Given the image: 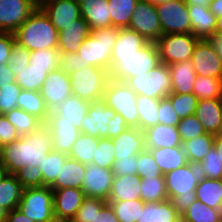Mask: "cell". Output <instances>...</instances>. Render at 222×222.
I'll list each match as a JSON object with an SVG mask.
<instances>
[{"label":"cell","mask_w":222,"mask_h":222,"mask_svg":"<svg viewBox=\"0 0 222 222\" xmlns=\"http://www.w3.org/2000/svg\"><path fill=\"white\" fill-rule=\"evenodd\" d=\"M149 2H151L154 5H158L160 3H164V2H168V1H174V0H147Z\"/></svg>","instance_id":"75"},{"label":"cell","mask_w":222,"mask_h":222,"mask_svg":"<svg viewBox=\"0 0 222 222\" xmlns=\"http://www.w3.org/2000/svg\"><path fill=\"white\" fill-rule=\"evenodd\" d=\"M40 94L51 112L72 95L69 75L60 69L50 72L40 89Z\"/></svg>","instance_id":"17"},{"label":"cell","mask_w":222,"mask_h":222,"mask_svg":"<svg viewBox=\"0 0 222 222\" xmlns=\"http://www.w3.org/2000/svg\"><path fill=\"white\" fill-rule=\"evenodd\" d=\"M160 63L156 42H149L133 55L111 60L110 79L125 82L128 78L147 74Z\"/></svg>","instance_id":"5"},{"label":"cell","mask_w":222,"mask_h":222,"mask_svg":"<svg viewBox=\"0 0 222 222\" xmlns=\"http://www.w3.org/2000/svg\"><path fill=\"white\" fill-rule=\"evenodd\" d=\"M81 17L88 23L91 30L111 27L108 0H93L80 5Z\"/></svg>","instance_id":"28"},{"label":"cell","mask_w":222,"mask_h":222,"mask_svg":"<svg viewBox=\"0 0 222 222\" xmlns=\"http://www.w3.org/2000/svg\"><path fill=\"white\" fill-rule=\"evenodd\" d=\"M191 20V33L198 39H210L215 35L217 17L209 7L187 5Z\"/></svg>","instance_id":"25"},{"label":"cell","mask_w":222,"mask_h":222,"mask_svg":"<svg viewBox=\"0 0 222 222\" xmlns=\"http://www.w3.org/2000/svg\"><path fill=\"white\" fill-rule=\"evenodd\" d=\"M140 198L145 203L168 200L165 177H144L141 179Z\"/></svg>","instance_id":"44"},{"label":"cell","mask_w":222,"mask_h":222,"mask_svg":"<svg viewBox=\"0 0 222 222\" xmlns=\"http://www.w3.org/2000/svg\"><path fill=\"white\" fill-rule=\"evenodd\" d=\"M40 8L58 32L81 17V7L74 0H46Z\"/></svg>","instance_id":"18"},{"label":"cell","mask_w":222,"mask_h":222,"mask_svg":"<svg viewBox=\"0 0 222 222\" xmlns=\"http://www.w3.org/2000/svg\"><path fill=\"white\" fill-rule=\"evenodd\" d=\"M94 222H119L112 207L107 202L96 214Z\"/></svg>","instance_id":"64"},{"label":"cell","mask_w":222,"mask_h":222,"mask_svg":"<svg viewBox=\"0 0 222 222\" xmlns=\"http://www.w3.org/2000/svg\"><path fill=\"white\" fill-rule=\"evenodd\" d=\"M60 53L58 48L32 51L30 52L29 67L58 68Z\"/></svg>","instance_id":"50"},{"label":"cell","mask_w":222,"mask_h":222,"mask_svg":"<svg viewBox=\"0 0 222 222\" xmlns=\"http://www.w3.org/2000/svg\"><path fill=\"white\" fill-rule=\"evenodd\" d=\"M209 10L216 16H222V0H212L209 4Z\"/></svg>","instance_id":"68"},{"label":"cell","mask_w":222,"mask_h":222,"mask_svg":"<svg viewBox=\"0 0 222 222\" xmlns=\"http://www.w3.org/2000/svg\"><path fill=\"white\" fill-rule=\"evenodd\" d=\"M210 40L219 56L222 68V36L214 35Z\"/></svg>","instance_id":"67"},{"label":"cell","mask_w":222,"mask_h":222,"mask_svg":"<svg viewBox=\"0 0 222 222\" xmlns=\"http://www.w3.org/2000/svg\"><path fill=\"white\" fill-rule=\"evenodd\" d=\"M1 150H2V146L0 145V160H1Z\"/></svg>","instance_id":"78"},{"label":"cell","mask_w":222,"mask_h":222,"mask_svg":"<svg viewBox=\"0 0 222 222\" xmlns=\"http://www.w3.org/2000/svg\"><path fill=\"white\" fill-rule=\"evenodd\" d=\"M6 222H35L23 214L19 209H13L7 214Z\"/></svg>","instance_id":"66"},{"label":"cell","mask_w":222,"mask_h":222,"mask_svg":"<svg viewBox=\"0 0 222 222\" xmlns=\"http://www.w3.org/2000/svg\"><path fill=\"white\" fill-rule=\"evenodd\" d=\"M15 175L23 188L42 186V172L39 166H32L30 168L24 166Z\"/></svg>","instance_id":"58"},{"label":"cell","mask_w":222,"mask_h":222,"mask_svg":"<svg viewBox=\"0 0 222 222\" xmlns=\"http://www.w3.org/2000/svg\"><path fill=\"white\" fill-rule=\"evenodd\" d=\"M137 176L142 179L144 177H164L160 167L155 162L150 150L144 149L138 154Z\"/></svg>","instance_id":"53"},{"label":"cell","mask_w":222,"mask_h":222,"mask_svg":"<svg viewBox=\"0 0 222 222\" xmlns=\"http://www.w3.org/2000/svg\"><path fill=\"white\" fill-rule=\"evenodd\" d=\"M4 115L15 127L20 137L38 130L44 124L39 118L20 108L13 109Z\"/></svg>","instance_id":"43"},{"label":"cell","mask_w":222,"mask_h":222,"mask_svg":"<svg viewBox=\"0 0 222 222\" xmlns=\"http://www.w3.org/2000/svg\"><path fill=\"white\" fill-rule=\"evenodd\" d=\"M8 211L0 205V222H6Z\"/></svg>","instance_id":"73"},{"label":"cell","mask_w":222,"mask_h":222,"mask_svg":"<svg viewBox=\"0 0 222 222\" xmlns=\"http://www.w3.org/2000/svg\"><path fill=\"white\" fill-rule=\"evenodd\" d=\"M136 97L137 95L125 82L109 79L102 99L124 118L128 127L139 128Z\"/></svg>","instance_id":"6"},{"label":"cell","mask_w":222,"mask_h":222,"mask_svg":"<svg viewBox=\"0 0 222 222\" xmlns=\"http://www.w3.org/2000/svg\"><path fill=\"white\" fill-rule=\"evenodd\" d=\"M148 42H156L162 36V27L154 4L139 0L128 26Z\"/></svg>","instance_id":"12"},{"label":"cell","mask_w":222,"mask_h":222,"mask_svg":"<svg viewBox=\"0 0 222 222\" xmlns=\"http://www.w3.org/2000/svg\"><path fill=\"white\" fill-rule=\"evenodd\" d=\"M53 150L50 130L43 124L38 130L2 146L0 163L8 174H16L24 166H39Z\"/></svg>","instance_id":"1"},{"label":"cell","mask_w":222,"mask_h":222,"mask_svg":"<svg viewBox=\"0 0 222 222\" xmlns=\"http://www.w3.org/2000/svg\"><path fill=\"white\" fill-rule=\"evenodd\" d=\"M180 120L181 119L175 112L170 99L168 97L159 99L158 124L177 126Z\"/></svg>","instance_id":"57"},{"label":"cell","mask_w":222,"mask_h":222,"mask_svg":"<svg viewBox=\"0 0 222 222\" xmlns=\"http://www.w3.org/2000/svg\"><path fill=\"white\" fill-rule=\"evenodd\" d=\"M115 160L138 155L145 149L144 132L139 128L128 127L117 137L112 138Z\"/></svg>","instance_id":"22"},{"label":"cell","mask_w":222,"mask_h":222,"mask_svg":"<svg viewBox=\"0 0 222 222\" xmlns=\"http://www.w3.org/2000/svg\"><path fill=\"white\" fill-rule=\"evenodd\" d=\"M113 179L114 173L112 169L102 168L92 163L86 164L81 189L86 197L107 201L110 196Z\"/></svg>","instance_id":"14"},{"label":"cell","mask_w":222,"mask_h":222,"mask_svg":"<svg viewBox=\"0 0 222 222\" xmlns=\"http://www.w3.org/2000/svg\"><path fill=\"white\" fill-rule=\"evenodd\" d=\"M29 61L30 51L15 41L8 59L9 69L12 72H14V70L25 69L29 65Z\"/></svg>","instance_id":"56"},{"label":"cell","mask_w":222,"mask_h":222,"mask_svg":"<svg viewBox=\"0 0 222 222\" xmlns=\"http://www.w3.org/2000/svg\"><path fill=\"white\" fill-rule=\"evenodd\" d=\"M106 203L103 199L86 197L70 222H94L96 214Z\"/></svg>","instance_id":"51"},{"label":"cell","mask_w":222,"mask_h":222,"mask_svg":"<svg viewBox=\"0 0 222 222\" xmlns=\"http://www.w3.org/2000/svg\"><path fill=\"white\" fill-rule=\"evenodd\" d=\"M149 42L134 30L119 28L116 43L111 52V60H119V56H129L147 45Z\"/></svg>","instance_id":"30"},{"label":"cell","mask_w":222,"mask_h":222,"mask_svg":"<svg viewBox=\"0 0 222 222\" xmlns=\"http://www.w3.org/2000/svg\"><path fill=\"white\" fill-rule=\"evenodd\" d=\"M177 129L181 142L191 140L194 137H198L206 133L203 125L195 114L182 118L177 124Z\"/></svg>","instance_id":"54"},{"label":"cell","mask_w":222,"mask_h":222,"mask_svg":"<svg viewBox=\"0 0 222 222\" xmlns=\"http://www.w3.org/2000/svg\"><path fill=\"white\" fill-rule=\"evenodd\" d=\"M20 138L15 127L8 121L4 114H0V145L4 146Z\"/></svg>","instance_id":"61"},{"label":"cell","mask_w":222,"mask_h":222,"mask_svg":"<svg viewBox=\"0 0 222 222\" xmlns=\"http://www.w3.org/2000/svg\"><path fill=\"white\" fill-rule=\"evenodd\" d=\"M141 179L137 175L114 176L107 201L141 199Z\"/></svg>","instance_id":"29"},{"label":"cell","mask_w":222,"mask_h":222,"mask_svg":"<svg viewBox=\"0 0 222 222\" xmlns=\"http://www.w3.org/2000/svg\"><path fill=\"white\" fill-rule=\"evenodd\" d=\"M193 94L200 99H222V79L197 76Z\"/></svg>","instance_id":"47"},{"label":"cell","mask_w":222,"mask_h":222,"mask_svg":"<svg viewBox=\"0 0 222 222\" xmlns=\"http://www.w3.org/2000/svg\"><path fill=\"white\" fill-rule=\"evenodd\" d=\"M172 90L171 93H193L195 79L197 77L191 59L168 65Z\"/></svg>","instance_id":"26"},{"label":"cell","mask_w":222,"mask_h":222,"mask_svg":"<svg viewBox=\"0 0 222 222\" xmlns=\"http://www.w3.org/2000/svg\"><path fill=\"white\" fill-rule=\"evenodd\" d=\"M99 138L81 133L74 142L68 157L82 164H91L98 147Z\"/></svg>","instance_id":"39"},{"label":"cell","mask_w":222,"mask_h":222,"mask_svg":"<svg viewBox=\"0 0 222 222\" xmlns=\"http://www.w3.org/2000/svg\"><path fill=\"white\" fill-rule=\"evenodd\" d=\"M107 126L108 138L110 139L117 137L128 128L124 118L119 113H115V116L108 121Z\"/></svg>","instance_id":"63"},{"label":"cell","mask_w":222,"mask_h":222,"mask_svg":"<svg viewBox=\"0 0 222 222\" xmlns=\"http://www.w3.org/2000/svg\"><path fill=\"white\" fill-rule=\"evenodd\" d=\"M85 176V164L77 160L67 158L59 174L56 177L55 183L51 186L52 189L63 188H81Z\"/></svg>","instance_id":"32"},{"label":"cell","mask_w":222,"mask_h":222,"mask_svg":"<svg viewBox=\"0 0 222 222\" xmlns=\"http://www.w3.org/2000/svg\"><path fill=\"white\" fill-rule=\"evenodd\" d=\"M43 222H70L67 219L61 218L57 215H52L50 218L44 220Z\"/></svg>","instance_id":"72"},{"label":"cell","mask_w":222,"mask_h":222,"mask_svg":"<svg viewBox=\"0 0 222 222\" xmlns=\"http://www.w3.org/2000/svg\"><path fill=\"white\" fill-rule=\"evenodd\" d=\"M21 90L16 82L0 87V114H6L17 108Z\"/></svg>","instance_id":"55"},{"label":"cell","mask_w":222,"mask_h":222,"mask_svg":"<svg viewBox=\"0 0 222 222\" xmlns=\"http://www.w3.org/2000/svg\"><path fill=\"white\" fill-rule=\"evenodd\" d=\"M197 167L203 178L222 179V160L214 146Z\"/></svg>","instance_id":"48"},{"label":"cell","mask_w":222,"mask_h":222,"mask_svg":"<svg viewBox=\"0 0 222 222\" xmlns=\"http://www.w3.org/2000/svg\"><path fill=\"white\" fill-rule=\"evenodd\" d=\"M164 177L168 200L182 214L196 200L195 190L201 178L199 169L196 164L188 162Z\"/></svg>","instance_id":"3"},{"label":"cell","mask_w":222,"mask_h":222,"mask_svg":"<svg viewBox=\"0 0 222 222\" xmlns=\"http://www.w3.org/2000/svg\"><path fill=\"white\" fill-rule=\"evenodd\" d=\"M195 116L206 133L217 135L222 131V99H200Z\"/></svg>","instance_id":"23"},{"label":"cell","mask_w":222,"mask_h":222,"mask_svg":"<svg viewBox=\"0 0 222 222\" xmlns=\"http://www.w3.org/2000/svg\"><path fill=\"white\" fill-rule=\"evenodd\" d=\"M17 108L25 110L27 113L36 116L43 123L46 122L50 113L40 91L21 90L17 100Z\"/></svg>","instance_id":"37"},{"label":"cell","mask_w":222,"mask_h":222,"mask_svg":"<svg viewBox=\"0 0 222 222\" xmlns=\"http://www.w3.org/2000/svg\"><path fill=\"white\" fill-rule=\"evenodd\" d=\"M139 0H108L112 26L128 28Z\"/></svg>","instance_id":"40"},{"label":"cell","mask_w":222,"mask_h":222,"mask_svg":"<svg viewBox=\"0 0 222 222\" xmlns=\"http://www.w3.org/2000/svg\"><path fill=\"white\" fill-rule=\"evenodd\" d=\"M137 222H181V214L173 207L170 200L148 202L144 204Z\"/></svg>","instance_id":"31"},{"label":"cell","mask_w":222,"mask_h":222,"mask_svg":"<svg viewBox=\"0 0 222 222\" xmlns=\"http://www.w3.org/2000/svg\"><path fill=\"white\" fill-rule=\"evenodd\" d=\"M214 139V134L205 133L182 142V148L186 154L187 161L196 165L201 162L214 145Z\"/></svg>","instance_id":"38"},{"label":"cell","mask_w":222,"mask_h":222,"mask_svg":"<svg viewBox=\"0 0 222 222\" xmlns=\"http://www.w3.org/2000/svg\"><path fill=\"white\" fill-rule=\"evenodd\" d=\"M44 124L50 130L53 151L68 155L81 130L60 120H46Z\"/></svg>","instance_id":"21"},{"label":"cell","mask_w":222,"mask_h":222,"mask_svg":"<svg viewBox=\"0 0 222 222\" xmlns=\"http://www.w3.org/2000/svg\"><path fill=\"white\" fill-rule=\"evenodd\" d=\"M90 104L91 102L72 94L49 113L47 120L68 122L81 130V121L88 113Z\"/></svg>","instance_id":"19"},{"label":"cell","mask_w":222,"mask_h":222,"mask_svg":"<svg viewBox=\"0 0 222 222\" xmlns=\"http://www.w3.org/2000/svg\"><path fill=\"white\" fill-rule=\"evenodd\" d=\"M73 95L89 102L103 98L110 73L105 68L84 67L69 74Z\"/></svg>","instance_id":"7"},{"label":"cell","mask_w":222,"mask_h":222,"mask_svg":"<svg viewBox=\"0 0 222 222\" xmlns=\"http://www.w3.org/2000/svg\"><path fill=\"white\" fill-rule=\"evenodd\" d=\"M125 83L136 95L161 99L171 94L172 81L168 65L160 63L147 74L128 78Z\"/></svg>","instance_id":"8"},{"label":"cell","mask_w":222,"mask_h":222,"mask_svg":"<svg viewBox=\"0 0 222 222\" xmlns=\"http://www.w3.org/2000/svg\"><path fill=\"white\" fill-rule=\"evenodd\" d=\"M88 23L80 17L75 23L58 32V49L61 53H76L83 41L90 35Z\"/></svg>","instance_id":"24"},{"label":"cell","mask_w":222,"mask_h":222,"mask_svg":"<svg viewBox=\"0 0 222 222\" xmlns=\"http://www.w3.org/2000/svg\"><path fill=\"white\" fill-rule=\"evenodd\" d=\"M76 53H60L58 69L66 74L73 73L79 69H83L82 61Z\"/></svg>","instance_id":"60"},{"label":"cell","mask_w":222,"mask_h":222,"mask_svg":"<svg viewBox=\"0 0 222 222\" xmlns=\"http://www.w3.org/2000/svg\"><path fill=\"white\" fill-rule=\"evenodd\" d=\"M213 146L215 147L217 153H219V156L222 160V133L215 135Z\"/></svg>","instance_id":"69"},{"label":"cell","mask_w":222,"mask_h":222,"mask_svg":"<svg viewBox=\"0 0 222 222\" xmlns=\"http://www.w3.org/2000/svg\"><path fill=\"white\" fill-rule=\"evenodd\" d=\"M37 7H40L46 0H30Z\"/></svg>","instance_id":"76"},{"label":"cell","mask_w":222,"mask_h":222,"mask_svg":"<svg viewBox=\"0 0 222 222\" xmlns=\"http://www.w3.org/2000/svg\"><path fill=\"white\" fill-rule=\"evenodd\" d=\"M195 194L204 205L222 211V179L201 177Z\"/></svg>","instance_id":"34"},{"label":"cell","mask_w":222,"mask_h":222,"mask_svg":"<svg viewBox=\"0 0 222 222\" xmlns=\"http://www.w3.org/2000/svg\"><path fill=\"white\" fill-rule=\"evenodd\" d=\"M37 8L30 0H0V31L14 33Z\"/></svg>","instance_id":"15"},{"label":"cell","mask_w":222,"mask_h":222,"mask_svg":"<svg viewBox=\"0 0 222 222\" xmlns=\"http://www.w3.org/2000/svg\"><path fill=\"white\" fill-rule=\"evenodd\" d=\"M118 34L119 28L113 26L91 30L90 35L83 41L77 51L83 68L94 66L105 68L110 72L111 52Z\"/></svg>","instance_id":"4"},{"label":"cell","mask_w":222,"mask_h":222,"mask_svg":"<svg viewBox=\"0 0 222 222\" xmlns=\"http://www.w3.org/2000/svg\"><path fill=\"white\" fill-rule=\"evenodd\" d=\"M67 158V154L53 150L44 156L42 164L39 165L42 172V186L51 187L55 183L60 168Z\"/></svg>","instance_id":"45"},{"label":"cell","mask_w":222,"mask_h":222,"mask_svg":"<svg viewBox=\"0 0 222 222\" xmlns=\"http://www.w3.org/2000/svg\"><path fill=\"white\" fill-rule=\"evenodd\" d=\"M8 174L7 169L0 163V181Z\"/></svg>","instance_id":"74"},{"label":"cell","mask_w":222,"mask_h":222,"mask_svg":"<svg viewBox=\"0 0 222 222\" xmlns=\"http://www.w3.org/2000/svg\"><path fill=\"white\" fill-rule=\"evenodd\" d=\"M15 41L14 33L0 31V64L8 63Z\"/></svg>","instance_id":"62"},{"label":"cell","mask_w":222,"mask_h":222,"mask_svg":"<svg viewBox=\"0 0 222 222\" xmlns=\"http://www.w3.org/2000/svg\"><path fill=\"white\" fill-rule=\"evenodd\" d=\"M197 41L192 33L162 35L156 41L160 62L170 65L191 59Z\"/></svg>","instance_id":"10"},{"label":"cell","mask_w":222,"mask_h":222,"mask_svg":"<svg viewBox=\"0 0 222 222\" xmlns=\"http://www.w3.org/2000/svg\"><path fill=\"white\" fill-rule=\"evenodd\" d=\"M136 106L139 114V129L144 131L158 124L159 99L137 95Z\"/></svg>","instance_id":"41"},{"label":"cell","mask_w":222,"mask_h":222,"mask_svg":"<svg viewBox=\"0 0 222 222\" xmlns=\"http://www.w3.org/2000/svg\"><path fill=\"white\" fill-rule=\"evenodd\" d=\"M180 119L195 114L199 99L193 94L171 93L167 96Z\"/></svg>","instance_id":"49"},{"label":"cell","mask_w":222,"mask_h":222,"mask_svg":"<svg viewBox=\"0 0 222 222\" xmlns=\"http://www.w3.org/2000/svg\"><path fill=\"white\" fill-rule=\"evenodd\" d=\"M77 4L81 5L84 2L93 1V0H74Z\"/></svg>","instance_id":"77"},{"label":"cell","mask_w":222,"mask_h":222,"mask_svg":"<svg viewBox=\"0 0 222 222\" xmlns=\"http://www.w3.org/2000/svg\"><path fill=\"white\" fill-rule=\"evenodd\" d=\"M215 35L222 36V16L217 17Z\"/></svg>","instance_id":"71"},{"label":"cell","mask_w":222,"mask_h":222,"mask_svg":"<svg viewBox=\"0 0 222 222\" xmlns=\"http://www.w3.org/2000/svg\"><path fill=\"white\" fill-rule=\"evenodd\" d=\"M222 219V211L195 200L181 214V222H219Z\"/></svg>","instance_id":"42"},{"label":"cell","mask_w":222,"mask_h":222,"mask_svg":"<svg viewBox=\"0 0 222 222\" xmlns=\"http://www.w3.org/2000/svg\"><path fill=\"white\" fill-rule=\"evenodd\" d=\"M138 155H130L125 159L115 160L112 171L114 176L137 175Z\"/></svg>","instance_id":"59"},{"label":"cell","mask_w":222,"mask_h":222,"mask_svg":"<svg viewBox=\"0 0 222 222\" xmlns=\"http://www.w3.org/2000/svg\"><path fill=\"white\" fill-rule=\"evenodd\" d=\"M164 34L191 33V20L186 0H174L155 5Z\"/></svg>","instance_id":"11"},{"label":"cell","mask_w":222,"mask_h":222,"mask_svg":"<svg viewBox=\"0 0 222 222\" xmlns=\"http://www.w3.org/2000/svg\"><path fill=\"white\" fill-rule=\"evenodd\" d=\"M23 186L14 174H7L0 181V205L8 212L18 207Z\"/></svg>","instance_id":"36"},{"label":"cell","mask_w":222,"mask_h":222,"mask_svg":"<svg viewBox=\"0 0 222 222\" xmlns=\"http://www.w3.org/2000/svg\"><path fill=\"white\" fill-rule=\"evenodd\" d=\"M52 190L54 215L71 221L86 198L82 189L69 187Z\"/></svg>","instance_id":"20"},{"label":"cell","mask_w":222,"mask_h":222,"mask_svg":"<svg viewBox=\"0 0 222 222\" xmlns=\"http://www.w3.org/2000/svg\"><path fill=\"white\" fill-rule=\"evenodd\" d=\"M115 113L103 99L92 101L88 113L81 121V133L98 138H108L107 123L115 116Z\"/></svg>","instance_id":"16"},{"label":"cell","mask_w":222,"mask_h":222,"mask_svg":"<svg viewBox=\"0 0 222 222\" xmlns=\"http://www.w3.org/2000/svg\"><path fill=\"white\" fill-rule=\"evenodd\" d=\"M17 209L35 222H43L50 218L54 215L52 188L47 186L24 188Z\"/></svg>","instance_id":"9"},{"label":"cell","mask_w":222,"mask_h":222,"mask_svg":"<svg viewBox=\"0 0 222 222\" xmlns=\"http://www.w3.org/2000/svg\"><path fill=\"white\" fill-rule=\"evenodd\" d=\"M119 222H137L145 202L141 199L126 201H107Z\"/></svg>","instance_id":"46"},{"label":"cell","mask_w":222,"mask_h":222,"mask_svg":"<svg viewBox=\"0 0 222 222\" xmlns=\"http://www.w3.org/2000/svg\"><path fill=\"white\" fill-rule=\"evenodd\" d=\"M191 61L197 76L222 79L221 62L210 39H198Z\"/></svg>","instance_id":"13"},{"label":"cell","mask_w":222,"mask_h":222,"mask_svg":"<svg viewBox=\"0 0 222 222\" xmlns=\"http://www.w3.org/2000/svg\"><path fill=\"white\" fill-rule=\"evenodd\" d=\"M114 161V144L112 139L99 138L98 147L96 148L92 164L102 168L112 169Z\"/></svg>","instance_id":"52"},{"label":"cell","mask_w":222,"mask_h":222,"mask_svg":"<svg viewBox=\"0 0 222 222\" xmlns=\"http://www.w3.org/2000/svg\"><path fill=\"white\" fill-rule=\"evenodd\" d=\"M58 68L29 67L22 70H14L16 83L22 90L40 91L47 75Z\"/></svg>","instance_id":"35"},{"label":"cell","mask_w":222,"mask_h":222,"mask_svg":"<svg viewBox=\"0 0 222 222\" xmlns=\"http://www.w3.org/2000/svg\"><path fill=\"white\" fill-rule=\"evenodd\" d=\"M212 0H186L187 5H200L204 7H209Z\"/></svg>","instance_id":"70"},{"label":"cell","mask_w":222,"mask_h":222,"mask_svg":"<svg viewBox=\"0 0 222 222\" xmlns=\"http://www.w3.org/2000/svg\"><path fill=\"white\" fill-rule=\"evenodd\" d=\"M146 149L152 153L163 175L188 163L182 146Z\"/></svg>","instance_id":"33"},{"label":"cell","mask_w":222,"mask_h":222,"mask_svg":"<svg viewBox=\"0 0 222 222\" xmlns=\"http://www.w3.org/2000/svg\"><path fill=\"white\" fill-rule=\"evenodd\" d=\"M16 42L28 51L58 48V31L38 7L14 32Z\"/></svg>","instance_id":"2"},{"label":"cell","mask_w":222,"mask_h":222,"mask_svg":"<svg viewBox=\"0 0 222 222\" xmlns=\"http://www.w3.org/2000/svg\"><path fill=\"white\" fill-rule=\"evenodd\" d=\"M16 82V77L9 69V64H0V87Z\"/></svg>","instance_id":"65"},{"label":"cell","mask_w":222,"mask_h":222,"mask_svg":"<svg viewBox=\"0 0 222 222\" xmlns=\"http://www.w3.org/2000/svg\"><path fill=\"white\" fill-rule=\"evenodd\" d=\"M144 132L145 148L182 146L177 126L157 124Z\"/></svg>","instance_id":"27"}]
</instances>
